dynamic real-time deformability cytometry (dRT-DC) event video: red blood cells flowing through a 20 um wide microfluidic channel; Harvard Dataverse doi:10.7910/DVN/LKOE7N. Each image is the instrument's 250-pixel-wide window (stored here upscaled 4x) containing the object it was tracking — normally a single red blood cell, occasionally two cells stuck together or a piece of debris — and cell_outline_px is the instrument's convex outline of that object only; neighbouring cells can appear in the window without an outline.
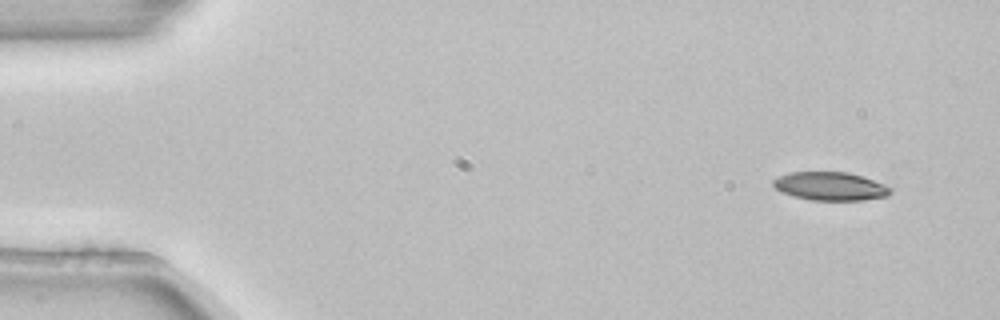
{"species": "common noctule bat (a hibernating species)", "species_latin": "Nyctalus noctula", "temperature_condition": "room temperature", "stored_images_in_passage": 3, "camera_frame_rate_fps": 3000, "um_per_image_px": 0.085, "animal": {"sex": "female", "body_mass_g": 22.7, "forearm_length_mm": 54.2}, "frame": {"image": 1, "passage_image": 1, "time_ms": 0.0, "image_size_px": [1000, 320], "cell_outline_px": [[892, 192], [888, 196], [864, 200], [812, 200], [792, 196], [780, 192], [772, 184], [772, 180], [788, 172], [848, 172], [864, 176], [884, 184], [892, 188]], "centroid_in_image_um": [70.59, 15.83], "position_along_channel_um": 14.4, "area_um2": 19.59}}
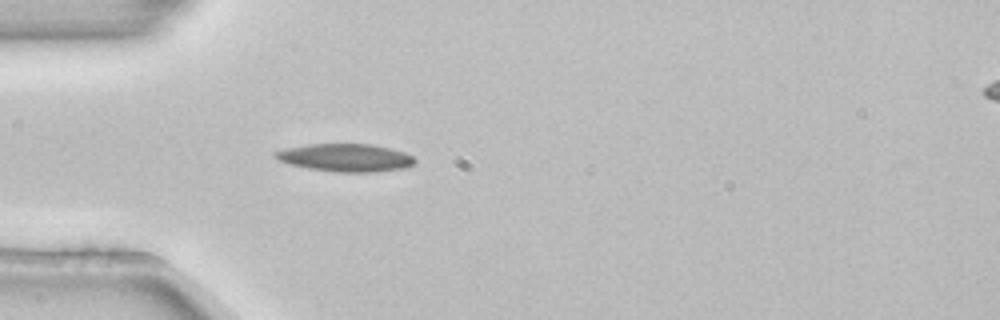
{"frame": {"image": 2, "passage_image": 3, "time_ms": 0.667, "image_size_px": [1000, 320], "cell_outline_px": [[416, 164], [404, 168], [372, 172], [336, 172], [308, 168], [288, 164], [272, 156], [276, 152], [288, 148], [308, 144], [372, 144], [404, 152], [412, 156], [416, 160]], "centroid_in_image_um": [29.39, 13.41], "position_along_channel_um": 55.6, "area_um2": 22.48}}